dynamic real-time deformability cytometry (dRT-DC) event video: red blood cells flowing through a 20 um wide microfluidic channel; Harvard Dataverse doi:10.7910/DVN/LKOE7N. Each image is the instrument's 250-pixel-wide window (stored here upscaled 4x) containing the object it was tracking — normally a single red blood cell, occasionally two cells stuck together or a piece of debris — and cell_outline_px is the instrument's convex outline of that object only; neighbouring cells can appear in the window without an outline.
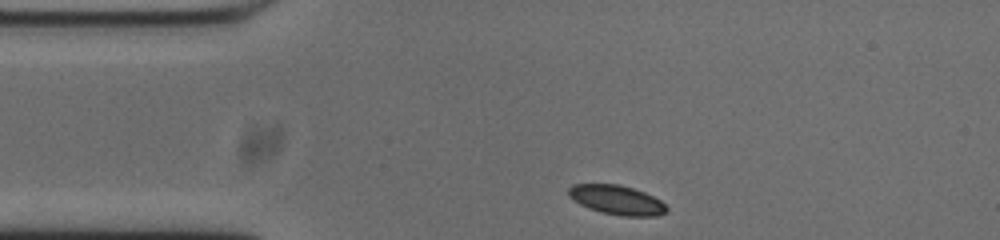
{"species": "common noctule bat (a hibernating species)", "species_latin": "Nyctalus noctula", "temperature_condition": "cold", "stored_images_in_passage": 45, "camera_frame_rate_fps": 3000, "um_per_image_px": 0.085, "animal": {"sex": "male", "body_mass_g": 20.0, "forearm_length_mm": 53.3}, "frame": {"image": 1, "passage_image": 1, "time_ms": 0.0, "image_size_px": [1000, 240], "cell_outline_px": [[668, 208], [664, 212], [656, 216], [624, 216], [600, 212], [588, 208], [580, 204], [568, 196], [568, 188], [572, 184], [620, 184], [644, 192], [660, 200]], "centroid_in_image_um": [52.39, 16.99], "position_along_channel_um": 32.6, "area_um2": 16.7}}
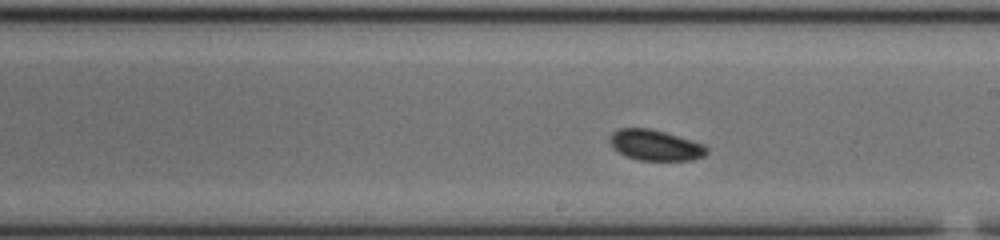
{"frame": {"image": 2, "passage_image": 20, "time_ms": 6.333, "image_size_px": [1000, 240], "cell_outline_px": [[708, 152], [704, 156], [692, 160], [636, 160], [612, 148], [608, 140], [608, 136], [612, 132], [620, 128], [652, 128], [692, 140], [704, 144], [708, 148]], "centroid_in_image_um": [55.69, 12.33], "position_along_channel_um": 233.3, "area_um2": 17.51}}
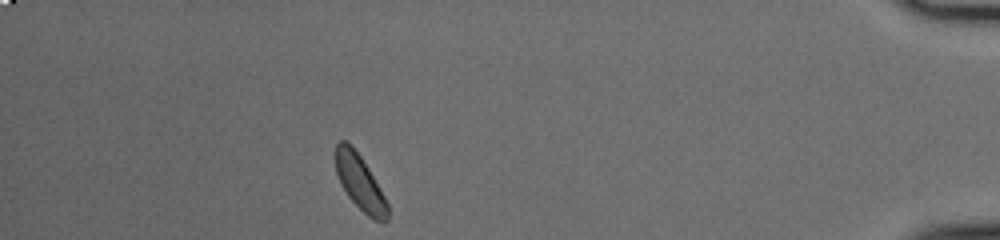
{"frame": {"image": 3, "passage_image": 39, "time_ms": 12.667, "image_size_px": [1000, 240], "cell_outline_px": [[388, 220], [384, 224], [372, 220], [348, 196], [340, 184], [336, 172], [336, 144], [340, 140], [344, 140], [360, 156], [368, 168], [384, 196], [388, 204]], "centroid_in_image_um": [30.61, 15.58], "position_along_channel_um": 404.6, "area_um2": 16.42}, "authors_computed_cell_mechanics": {"area_um2": 17.2244, "velocity_mm_per_s": 3.6688, "shape_relaxation_time_tau1_ms": 1.2722, "shape_relaxation_time_tau2_ms": null, "deformation_change_tau1": 0.0372, "deformation_change_tau2": null}}